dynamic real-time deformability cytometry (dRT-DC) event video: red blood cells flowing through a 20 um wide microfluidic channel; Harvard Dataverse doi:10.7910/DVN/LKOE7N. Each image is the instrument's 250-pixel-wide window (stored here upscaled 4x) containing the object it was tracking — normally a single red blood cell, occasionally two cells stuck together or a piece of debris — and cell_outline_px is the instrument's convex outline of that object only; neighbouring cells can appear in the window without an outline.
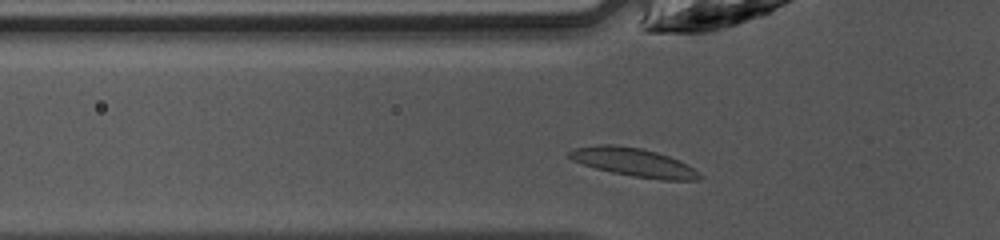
{"species": "common noctule bat (a hibernating species)", "species_latin": "Nyctalus noctula", "temperature_condition": "warm", "stored_images_in_passage": 27, "camera_frame_rate_fps": 3000, "um_per_image_px": 0.085, "animal": {"sex": "female", "body_mass_g": 10.0, "forearm_length_mm": 53.1}, "frame": {"image": 1, "passage_image": 2, "time_ms": 0.333, "image_size_px": [1000, 240], "cell_outline_px": [[704, 176], [700, 180], [660, 180], [632, 176], [612, 172], [596, 168], [572, 160], [568, 156], [568, 152], [576, 148], [596, 144], [612, 144], [640, 148], [656, 152], [668, 156], [700, 172]], "centroid_in_image_um": [53.87, 13.8], "position_along_channel_um": 71.9, "area_um2": 21.39}}
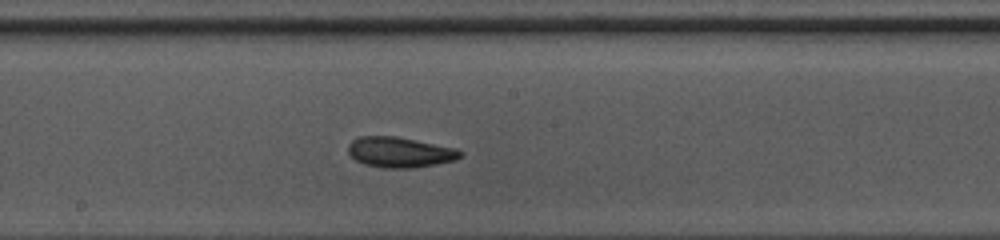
{"frame": {"image": 2, "passage_image": 12, "time_ms": 3.667, "image_size_px": [1000, 240], "cell_outline_px": [[464, 152], [456, 160], [436, 164], [412, 168], [384, 168], [364, 164], [356, 160], [348, 152], [348, 144], [352, 140], [360, 136], [396, 136], [456, 148]], "centroid_in_image_um": [33.98, 12.94], "position_along_channel_um": 214.2, "area_um2": 19.88}}
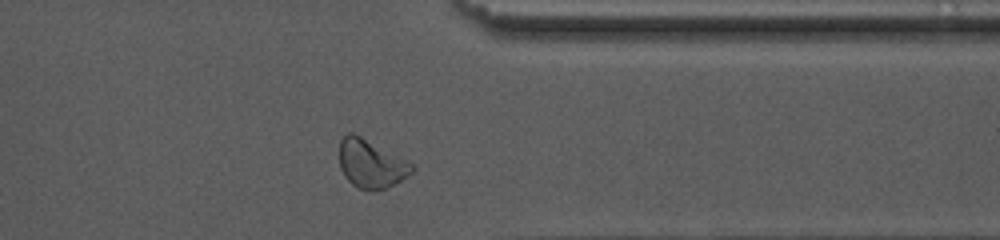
{"frame": {"image": 3, "passage_image": 24, "time_ms": 7.667, "image_size_px": [1000, 240], "cell_outline_px": [[416, 168], [408, 176], [376, 192], [356, 188], [344, 176], [340, 168], [340, 140], [348, 132], [352, 132], [416, 164]], "centroid_in_image_um": [31.55, 13.93], "position_along_channel_um": 379.8, "area_um2": 20.58}, "authors_computed_cell_mechanics": {"area_um2": 19.5942, "velocity_mm_per_s": 4.2403, "shape_relaxation_time_tau1_ms": 3.592, "shape_relaxation_time_tau2_ms": 1.9505, "deformation_change_tau1": 0.1063, "deformation_change_tau2": 0.0805}}